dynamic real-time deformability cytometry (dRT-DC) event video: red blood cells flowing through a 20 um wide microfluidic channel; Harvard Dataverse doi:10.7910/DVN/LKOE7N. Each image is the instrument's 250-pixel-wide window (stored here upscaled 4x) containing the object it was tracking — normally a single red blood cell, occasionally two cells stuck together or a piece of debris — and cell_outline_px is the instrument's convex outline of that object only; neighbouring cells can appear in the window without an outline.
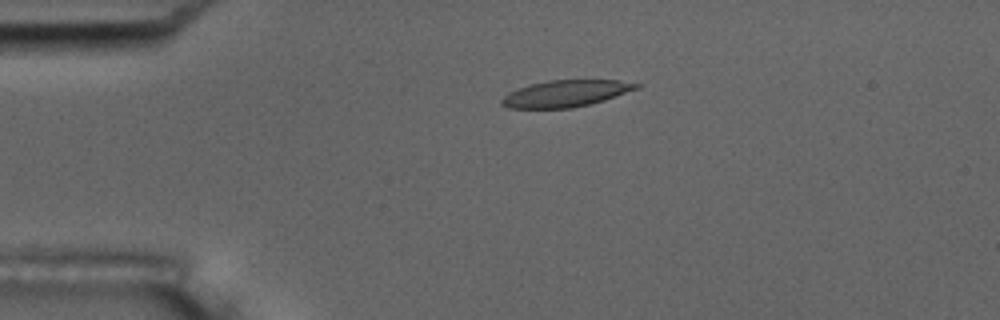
{"species": "common noctule bat (a hibernating species)", "species_latin": "Nyctalus noctula", "temperature_condition": "room temperature", "stored_images_in_passage": 48, "camera_frame_rate_fps": 3000, "um_per_image_px": 0.085, "animal": {"sex": "male", "body_mass_g": 17.5, "forearm_length_mm": 52.3}, "frame": {"image": 1, "passage_image": 5, "time_ms": 1.333, "image_size_px": [1000, 320], "cell_outline_px": [[644, 84], [640, 88], [592, 104], [572, 108], [508, 108], [500, 104], [500, 100], [508, 92], [532, 84], [548, 80], [616, 80]], "centroid_in_image_um": [48.11, 7.95], "position_along_channel_um": 36.9, "area_um2": 20.98}}
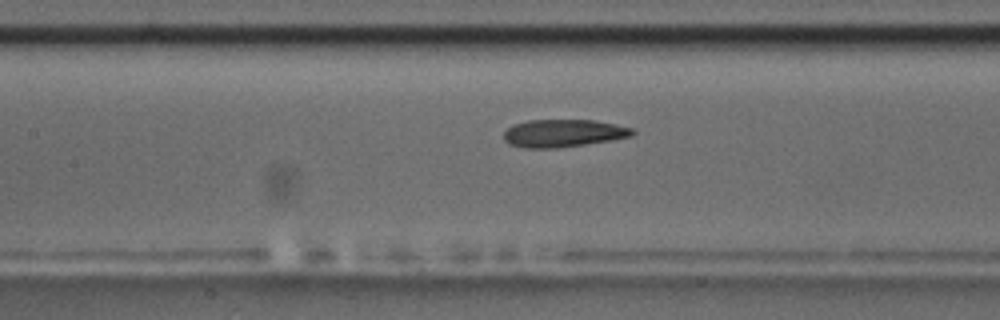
{"frame": {"image": 2, "passage_image": 18, "time_ms": 5.667, "image_size_px": [1000, 320], "cell_outline_px": [[636, 132], [632, 136], [612, 140], [556, 148], [524, 148], [508, 144], [504, 140], [504, 132], [512, 124], [528, 120], [596, 120], [616, 124], [632, 128]], "centroid_in_image_um": [47.87, 11.32], "position_along_channel_um": 159.5, "area_um2": 20.87}, "authors_computed_cell_mechanics": {"area_um2": 21.4149, "velocity_mm_per_s": 3.637, "shape_relaxation_time_tau1_ms": 9.0665, "shape_relaxation_time_tau2_ms": 1.9925, "deformation_change_tau1": 0.2318, "deformation_change_tau2": 0.0993}}